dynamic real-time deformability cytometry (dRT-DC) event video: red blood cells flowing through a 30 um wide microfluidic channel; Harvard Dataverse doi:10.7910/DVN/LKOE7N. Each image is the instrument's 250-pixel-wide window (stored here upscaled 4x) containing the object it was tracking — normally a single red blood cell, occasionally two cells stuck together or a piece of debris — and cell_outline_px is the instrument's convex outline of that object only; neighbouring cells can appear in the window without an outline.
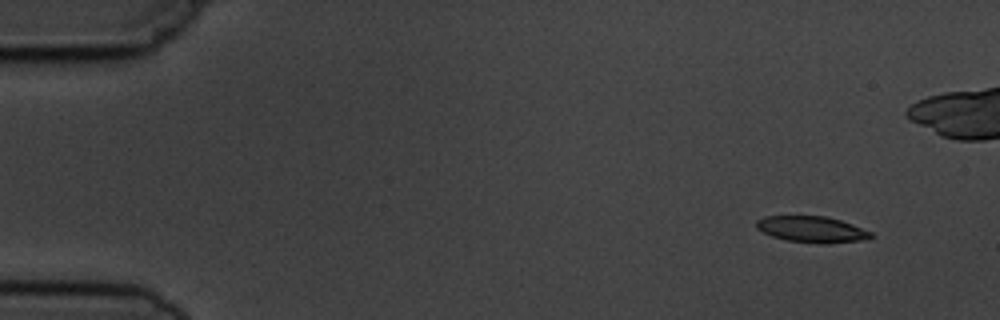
{"species": "common noctule bat (a hibernating species)", "species_latin": "Nyctalus noctula", "temperature_condition": "cold", "stored_images_in_passage": 9, "segment_of_instrument_passage": [1, 2], "camera_frame_rate_fps": 3000, "um_per_image_px": 0.085, "animal": {"sex": "male", "body_mass_g": 19.5, "forearm_length_mm": 54.6}, "frame": {"image": 1, "passage_image": 1, "time_ms": 0.0, "image_size_px": [1000, 320], "cell_outline_px": [[872, 236], [868, 240], [828, 244], [824, 244], [788, 240], [772, 236], [756, 228], [756, 220], [764, 216], [828, 216], [852, 224], [872, 232]], "centroid_in_image_um": [69.04, 19.5], "position_along_channel_um": 16.0, "area_um2": 17.57}}
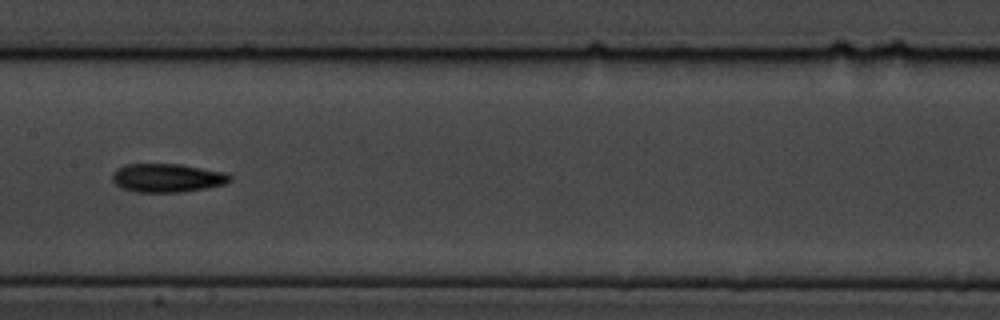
{"frame": {"image": 2, "passage_image": 7, "time_ms": 7.667, "image_size_px": [1000, 320], "cell_outline_px": [[232, 180], [224, 184], [204, 188], [180, 192], [136, 192], [120, 188], [112, 180], [112, 172], [116, 168], [124, 164], [180, 164], [224, 172], [232, 176]], "centroid_in_image_um": [14.17, 15.11], "position_along_channel_um": 193.2, "area_um2": 19.65}}
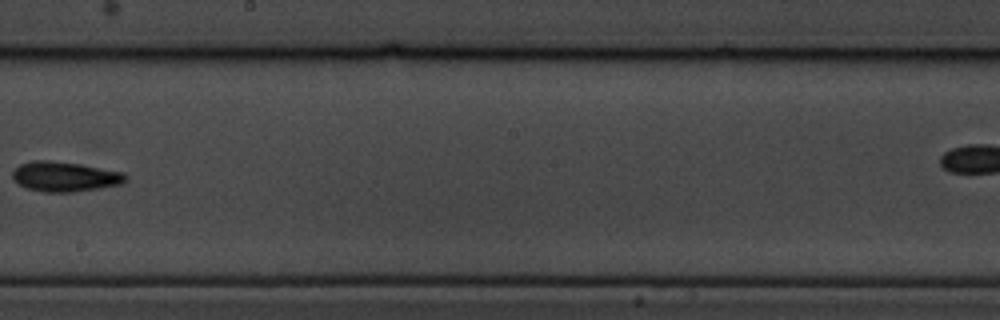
{"frame": {"image": 3, "passage_image": 8, "time_ms": 9.0, "image_size_px": [1000, 320], "cell_outline_px": [[128, 180], [120, 184], [100, 188], [72, 192], [44, 192], [24, 188], [12, 180], [12, 172], [20, 164], [32, 160], [48, 160], [80, 164], [124, 172], [128, 176]], "centroid_in_image_um": [5.49, 15.01], "position_along_channel_um": 242.7, "area_um2": 19.94}}